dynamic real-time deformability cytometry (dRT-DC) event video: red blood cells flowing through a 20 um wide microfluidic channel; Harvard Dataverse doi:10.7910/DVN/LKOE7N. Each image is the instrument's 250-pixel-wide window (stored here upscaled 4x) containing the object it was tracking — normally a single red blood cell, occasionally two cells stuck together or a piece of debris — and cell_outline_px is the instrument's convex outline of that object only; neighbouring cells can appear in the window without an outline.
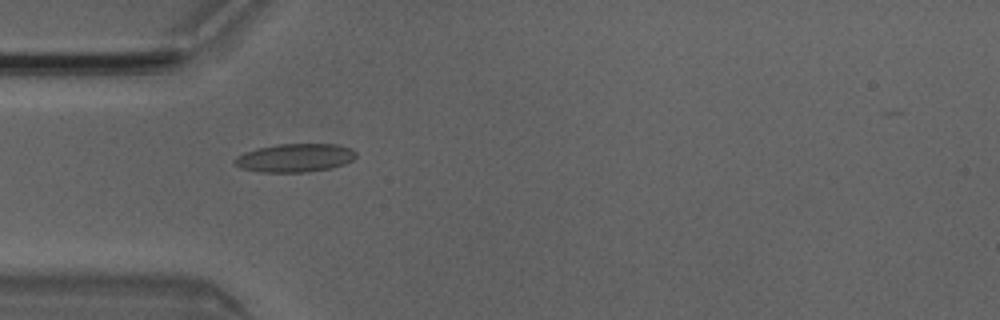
{"species": "Egyptian fruit bat (a non-hibernating species)", "species_latin": "Rousettus aegyptiacus", "temperature_condition": "room temperature", "stored_images_in_passage": 6, "camera_frame_rate_fps": 3000, "um_per_image_px": 0.085, "animal": {"sex": "male"}, "frame": {"image": 1, "passage_image": 5, "time_ms": 1.333, "image_size_px": [1000, 320], "cell_outline_px": [[356, 156], [352, 160], [344, 164], [332, 168], [304, 172], [260, 172], [240, 168], [232, 160], [236, 156], [244, 152], [256, 148], [276, 144], [336, 144], [352, 148], [356, 152]], "centroid_in_image_um": [25.06, 13.41], "position_along_channel_um": 59.9, "area_um2": 20.23}}